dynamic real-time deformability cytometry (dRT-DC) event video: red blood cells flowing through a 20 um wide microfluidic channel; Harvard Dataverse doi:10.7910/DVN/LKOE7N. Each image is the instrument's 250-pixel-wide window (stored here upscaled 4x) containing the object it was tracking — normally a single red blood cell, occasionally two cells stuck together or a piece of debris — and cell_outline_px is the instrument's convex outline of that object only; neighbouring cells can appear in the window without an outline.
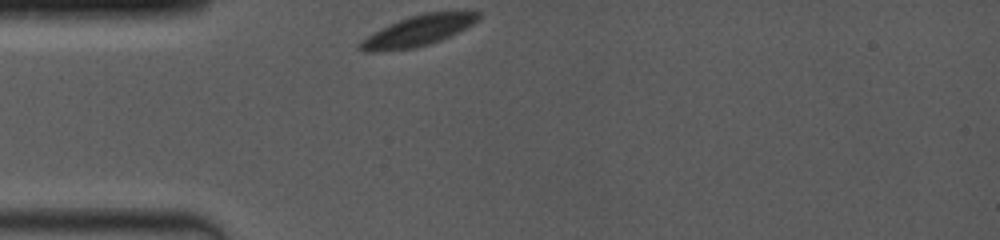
{"species": "common noctule bat (a hibernating species)", "species_latin": "Nyctalus noctula", "temperature_condition": "room temperature", "stored_images_in_passage": 33, "camera_frame_rate_fps": 4000, "um_per_image_px": 0.085, "animal": {"sex": "female", "body_mass_g": 19.0, "forearm_length_mm": 53.3}, "frame": {"image": 1, "passage_image": 1, "time_ms": 0.0, "image_size_px": [1000, 240], "cell_outline_px": [[480, 16], [472, 24], [440, 40], [416, 48], [376, 52], [364, 52], [356, 48], [356, 44], [360, 40], [372, 32], [400, 20], [424, 12], [480, 12]], "centroid_in_image_um": [35.41, 2.65], "position_along_channel_um": 49.6, "area_um2": 20.81}}
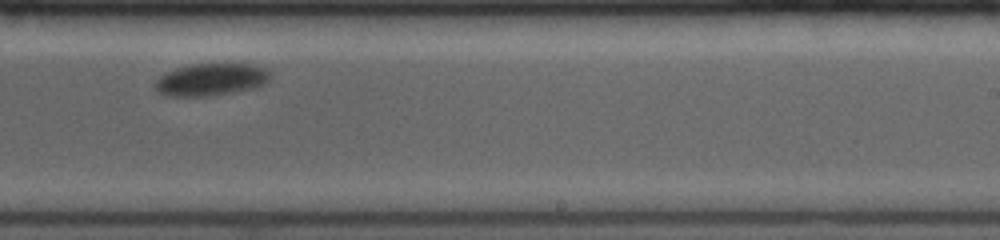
{"frame": {"image": 2, "passage_image": 18, "time_ms": 6.5, "image_size_px": [1000, 240], "cell_outline_px": [[268, 80], [264, 84], [252, 88], [232, 92], [208, 96], [164, 96], [156, 92], [152, 84], [164, 72], [176, 68], [196, 64], [256, 64], [264, 68], [268, 72]], "centroid_in_image_um": [17.84, 6.77], "position_along_channel_um": 271.2, "area_um2": 21.68}}
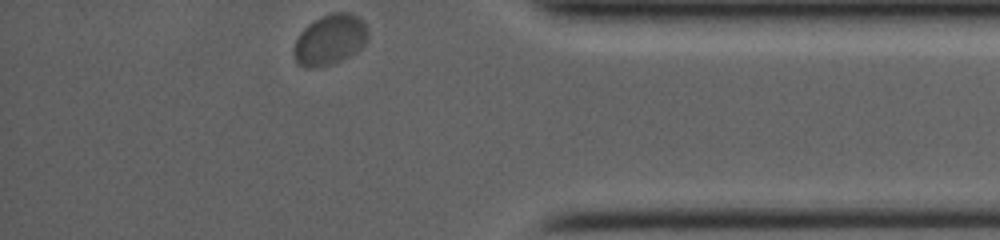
{"frame": {"image": 3, "passage_image": 33, "time_ms": 10.5, "image_size_px": [1000, 240], "cell_outline_px": [[368, 40], [356, 52], [336, 64], [316, 68], [304, 68], [296, 60], [292, 52], [296, 40], [300, 32], [308, 24], [332, 12], [348, 12], [360, 16], [364, 20], [368, 28]], "centroid_in_image_um": [28.07, 3.38], "position_along_channel_um": 407.1, "area_um2": 22.2}, "authors_computed_cell_mechanics": {"area_um2": 21.7906, "velocity_mm_per_s": 3.6463, "shape_relaxation_time_tau1_ms": 2.5893, "shape_relaxation_time_tau2_ms": null, "deformation_change_tau1": 0.0762, "deformation_change_tau2": null}}